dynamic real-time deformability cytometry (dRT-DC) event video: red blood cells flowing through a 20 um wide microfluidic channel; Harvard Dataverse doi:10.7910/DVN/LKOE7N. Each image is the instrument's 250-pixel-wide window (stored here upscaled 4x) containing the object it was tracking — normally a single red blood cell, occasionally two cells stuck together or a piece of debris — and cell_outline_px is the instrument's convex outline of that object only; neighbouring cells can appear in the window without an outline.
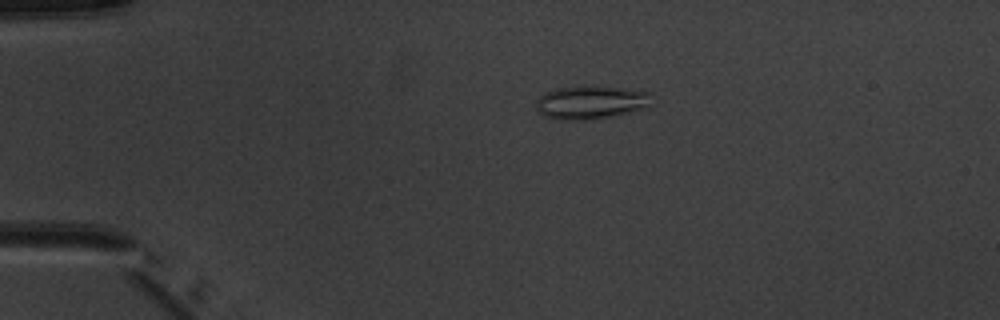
{"species": "common noctule bat (a hibernating species)", "species_latin": "Nyctalus noctula", "temperature_condition": "warm", "stored_images_in_passage": 5, "camera_frame_rate_fps": 3000, "um_per_image_px": 0.085, "animal": {"sex": "male", "body_mass_g": 20.1, "forearm_length_mm": 53.5}, "frame": {"image": 1, "passage_image": 4, "time_ms": 3.667, "image_size_px": [1000, 320], "cell_outline_px": [[652, 92], [648, 108], [608, 116], [580, 120], [560, 120], [544, 116], [536, 108], [536, 100], [544, 92], [560, 88], [624, 88]], "centroid_in_image_um": [50.22, 8.72], "position_along_channel_um": 34.8, "area_um2": 21.73}}